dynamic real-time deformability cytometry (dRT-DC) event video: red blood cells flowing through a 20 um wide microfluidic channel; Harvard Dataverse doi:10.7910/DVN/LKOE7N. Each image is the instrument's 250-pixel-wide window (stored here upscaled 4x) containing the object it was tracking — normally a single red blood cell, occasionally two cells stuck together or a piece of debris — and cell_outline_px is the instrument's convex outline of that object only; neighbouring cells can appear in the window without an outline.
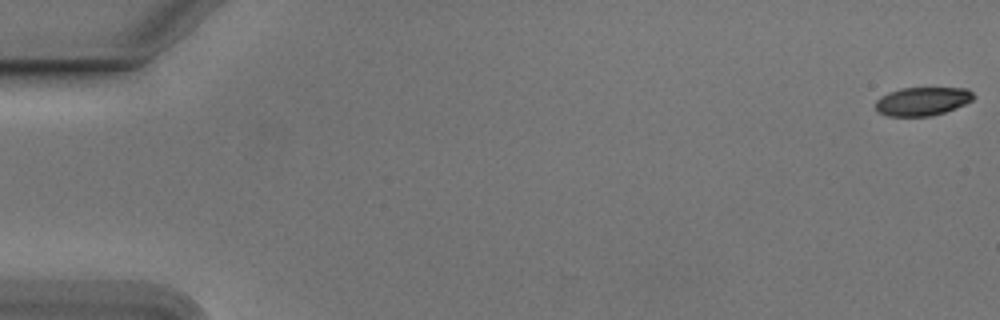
{"species": "Egyptian fruit bat (a non-hibernating species)", "species_latin": "Rousettus aegyptiacus", "temperature_condition": "cold", "stored_images_in_passage": 55, "camera_frame_rate_fps": 3000, "um_per_image_px": 0.085, "animal": {"sex": "male"}, "frame": {"image": 1, "passage_image": 1, "time_ms": 0.0, "image_size_px": [1000, 320], "cell_outline_px": [[976, 96], [972, 100], [964, 104], [944, 112], [932, 116], [888, 116], [876, 112], [876, 100], [880, 96], [888, 92], [900, 88], [968, 88]], "centroid_in_image_um": [78.38, 8.6], "position_along_channel_um": 6.6, "area_um2": 16.36}}
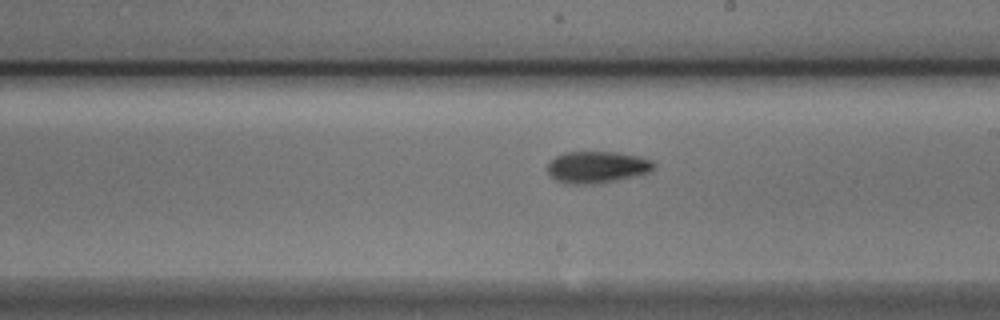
{"frame": {"image": 2, "passage_image": 32, "time_ms": 10.333, "image_size_px": [1000, 320], "cell_outline_px": [[656, 168], [648, 172], [636, 176], [604, 184], [564, 184], [556, 180], [548, 172], [548, 164], [556, 156], [564, 152], [616, 152], [636, 156], [652, 160], [656, 164]], "centroid_in_image_um": [50.77, 14.23], "position_along_channel_um": 238.2, "area_um2": 19.94}}
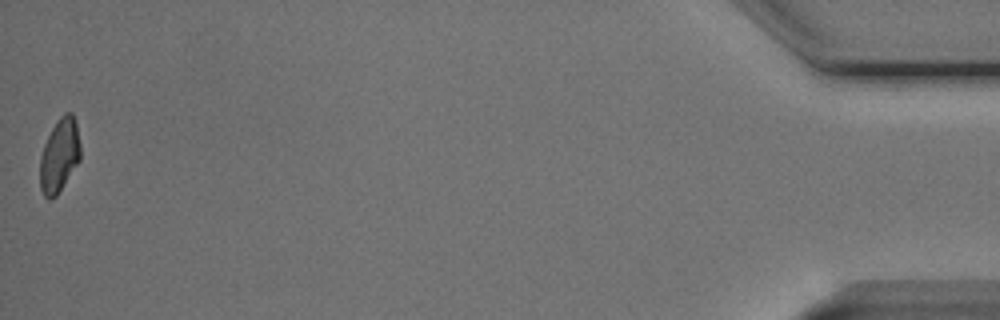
{"frame": {"image": 3, "passage_image": 55, "time_ms": 18.0, "image_size_px": [1000, 320], "cell_outline_px": [[80, 160], [56, 196], [52, 200], [48, 200], [44, 196], [40, 188], [40, 156], [44, 144], [56, 120], [64, 112], [72, 112], [76, 124], [80, 144]], "centroid_in_image_um": [5.04, 13.21], "position_along_channel_um": 430.2, "area_um2": 17.4}, "authors_computed_cell_mechanics": {"area_um2": 18.207, "velocity_mm_per_s": 3.7732, "shape_relaxation_time_tau1_ms": 7.5392, "shape_relaxation_time_tau2_ms": 5.1703, "deformation_change_tau1": 0.1783, "deformation_change_tau2": 0.1055}}